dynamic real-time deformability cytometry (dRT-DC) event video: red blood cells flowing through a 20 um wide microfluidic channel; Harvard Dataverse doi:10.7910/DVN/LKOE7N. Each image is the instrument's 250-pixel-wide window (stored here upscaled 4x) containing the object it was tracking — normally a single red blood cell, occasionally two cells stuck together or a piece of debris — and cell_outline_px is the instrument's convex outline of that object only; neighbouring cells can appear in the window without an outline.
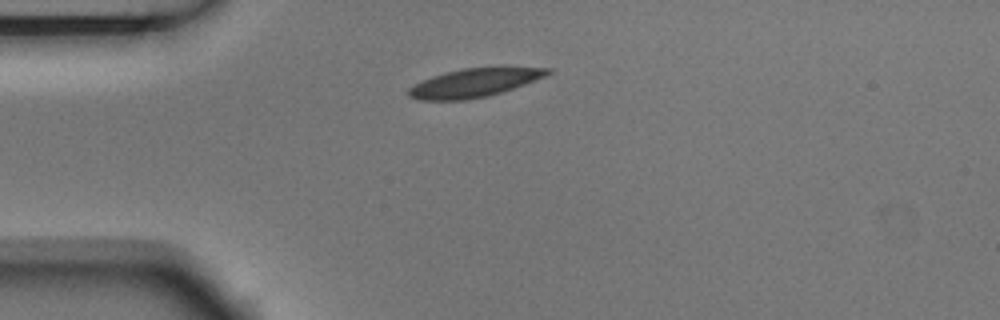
{"species": "Egyptian fruit bat (a non-hibernating species)", "species_latin": "Rousettus aegyptiacus", "temperature_condition": "room temperature", "stored_images_in_passage": 11, "camera_frame_rate_fps": 3000, "um_per_image_px": 0.085, "animal": {"sex": "male"}, "frame": {"image": 1, "passage_image": 1, "time_ms": 0.0, "image_size_px": [1000, 320], "cell_outline_px": [[552, 72], [544, 76], [524, 84], [488, 96], [464, 100], [420, 100], [408, 96], [408, 88], [432, 76], [444, 72], [464, 68], [496, 64], [504, 64], [552, 68]], "centroid_in_image_um": [40.41, 6.97], "position_along_channel_um": 44.6, "area_um2": 23.93}}
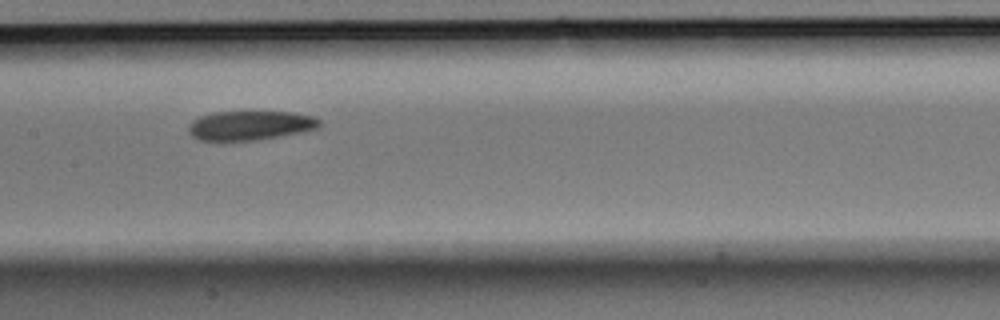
{"frame": {"image": 2, "passage_image": 5, "time_ms": 1.333, "image_size_px": [1000, 320], "cell_outline_px": [[320, 124], [316, 128], [304, 132], [256, 140], [224, 144], [196, 140], [188, 132], [188, 128], [192, 120], [200, 116], [212, 112], [252, 108], [292, 112], [312, 116], [320, 120]], "centroid_in_image_um": [21.17, 10.65], "position_along_channel_um": 186.2, "area_um2": 24.33}}
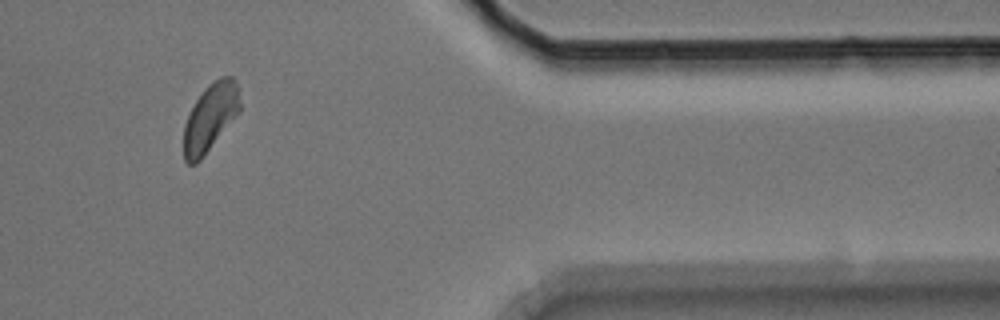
{"frame": {"image": 3, "passage_image": 10, "time_ms": 3.0, "image_size_px": [1000, 320], "cell_outline_px": [[240, 112], [200, 160], [196, 164], [188, 164], [184, 160], [184, 124], [196, 100], [208, 84], [220, 76], [232, 76], [236, 80], [240, 104]], "centroid_in_image_um": [17.88, 9.97], "position_along_channel_um": 393.5, "area_um2": 22.02}}